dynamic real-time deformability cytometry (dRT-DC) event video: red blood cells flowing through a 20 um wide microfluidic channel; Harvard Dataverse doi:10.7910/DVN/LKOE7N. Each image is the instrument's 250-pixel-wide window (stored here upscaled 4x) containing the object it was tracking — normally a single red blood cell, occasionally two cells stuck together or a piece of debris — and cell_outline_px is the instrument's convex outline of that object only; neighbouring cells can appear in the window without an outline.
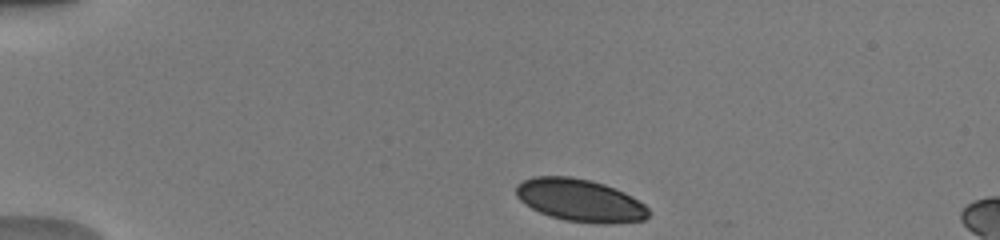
{"species": "human", "species_latin": "Homo sapiens", "temperature_condition": "warm", "stored_images_in_passage": 15, "camera_frame_rate_fps": 3000, "um_per_image_px": 0.085, "donor": {"sex": "male"}, "frame": {"image": 1, "passage_image": 1, "time_ms": 0.0, "image_size_px": [1000, 240], "cell_outline_px": [[648, 216], [644, 220], [612, 224], [596, 224], [564, 220], [548, 216], [524, 204], [516, 196], [516, 184], [532, 176], [572, 176], [604, 184], [624, 192], [632, 196], [644, 204], [648, 208]], "centroid_in_image_um": [49.29, 17.03], "position_along_channel_um": 35.7, "area_um2": 33.06}}
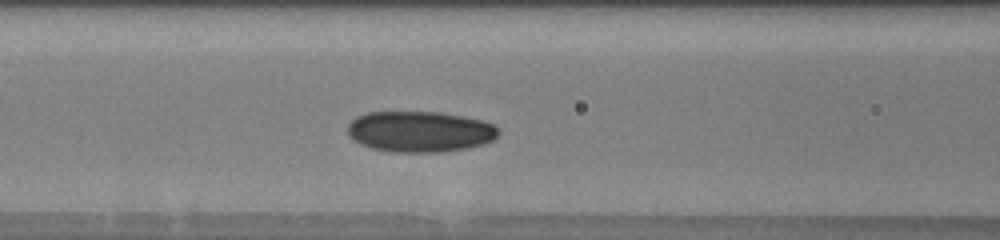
{"frame": {"image": 2, "passage_image": 11, "time_ms": 4.0, "image_size_px": [1000, 240], "cell_outline_px": [[500, 132], [492, 140], [484, 144], [468, 148], [440, 152], [392, 152], [372, 148], [360, 144], [348, 136], [348, 124], [356, 116], [368, 112], [440, 112], [464, 116], [484, 120], [500, 128]], "centroid_in_image_um": [35.7, 11.18], "position_along_channel_um": 130.9, "area_um2": 36.24}}
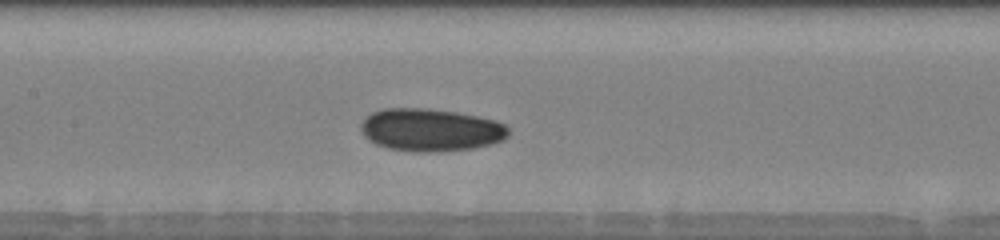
{"frame": {"image": 3, "passage_image": 13, "time_ms": 5.0, "image_size_px": [1000, 240], "cell_outline_px": [[508, 136], [504, 140], [492, 144], [472, 148], [428, 152], [416, 152], [388, 148], [376, 144], [368, 140], [364, 136], [360, 128], [360, 124], [372, 112], [380, 108], [428, 108], [456, 112], [496, 120], [504, 124], [508, 128]], "centroid_in_image_um": [36.59, 11.04], "position_along_channel_um": 170.8, "area_um2": 36.76}}